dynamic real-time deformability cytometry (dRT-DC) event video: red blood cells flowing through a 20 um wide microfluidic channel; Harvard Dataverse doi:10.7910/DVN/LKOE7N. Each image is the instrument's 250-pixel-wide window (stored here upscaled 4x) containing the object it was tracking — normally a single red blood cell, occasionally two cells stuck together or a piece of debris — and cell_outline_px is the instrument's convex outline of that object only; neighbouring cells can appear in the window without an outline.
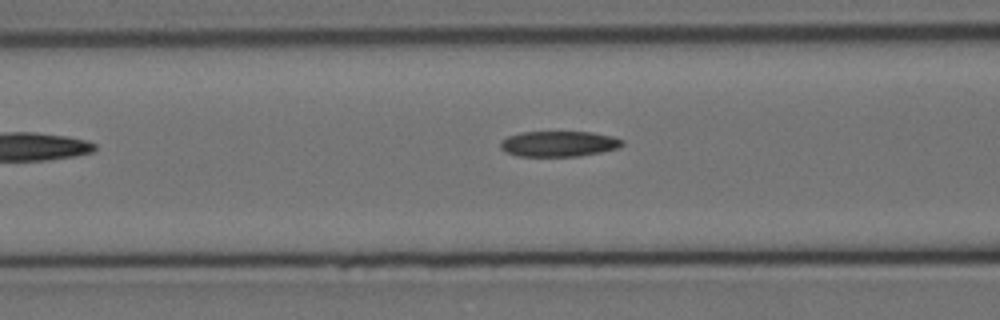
{"species": "Egyptian fruit bat (a non-hibernating species)", "species_latin": "Rousettus aegyptiacus", "temperature_condition": "cold", "stored_images_in_passage": 15, "camera_frame_rate_fps": 3000, "um_per_image_px": 0.085, "animal": {"sex": "female"}, "frame": {"image": 1, "passage_image": 5, "time_ms": 4.667, "image_size_px": [1000, 320], "cell_outline_px": [[624, 144], [620, 148], [580, 156], [516, 156], [504, 152], [500, 148], [500, 140], [508, 136], [520, 132], [592, 132], [612, 136], [624, 140]], "centroid_in_image_um": [47.48, 12.22], "position_along_channel_um": 119.1, "area_um2": 18.38}}
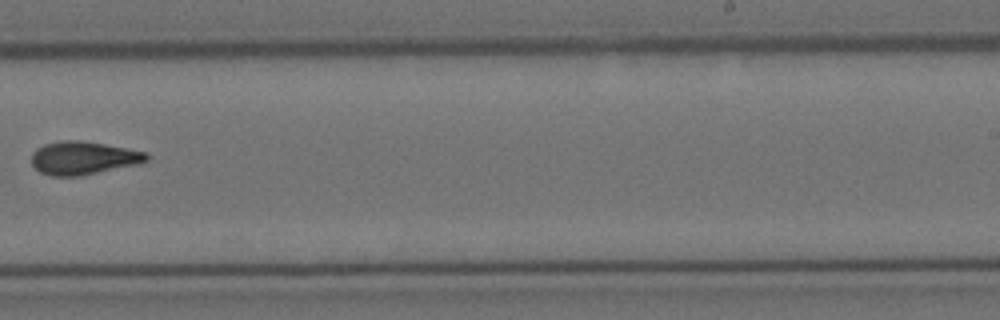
{"frame": {"image": 2, "passage_image": 9, "time_ms": 11.0, "image_size_px": [1000, 320], "cell_outline_px": [[148, 160], [140, 164], [80, 176], [52, 176], [40, 172], [32, 164], [32, 152], [36, 148], [44, 144], [60, 140], [80, 140], [104, 144], [148, 152]], "centroid_in_image_um": [7.09, 13.43], "position_along_channel_um": 281.9, "area_um2": 22.37}}
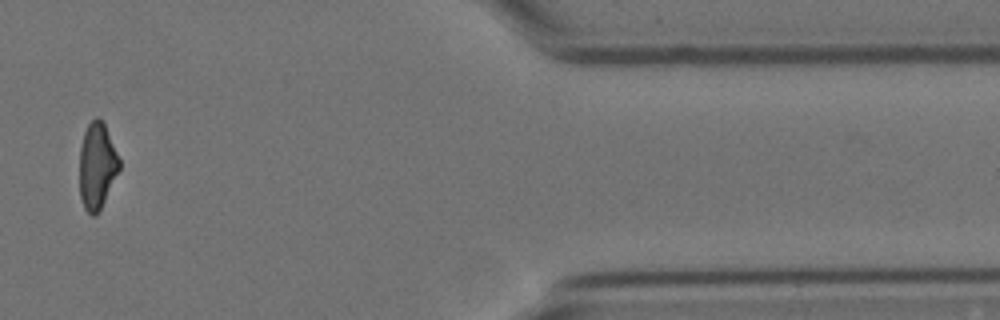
{"frame": {"image": 3, "passage_image": 13, "time_ms": 15.667, "image_size_px": [1000, 320], "cell_outline_px": [[120, 168], [96, 216], [92, 216], [84, 208], [80, 196], [80, 148], [84, 132], [88, 124], [96, 116], [104, 124], [120, 160]], "centroid_in_image_um": [8.23, 14.1], "position_along_channel_um": 403.2, "area_um2": 19.59}, "authors_computed_cell_mechanics": {"area_um2": 21.3282, "velocity_mm_per_s": 2.1205, "shape_relaxation_time_tau1_ms": 9.8379, "shape_relaxation_time_tau2_ms": 1.9722, "deformation_change_tau1": 0.1919, "deformation_change_tau2": 0.0775}}